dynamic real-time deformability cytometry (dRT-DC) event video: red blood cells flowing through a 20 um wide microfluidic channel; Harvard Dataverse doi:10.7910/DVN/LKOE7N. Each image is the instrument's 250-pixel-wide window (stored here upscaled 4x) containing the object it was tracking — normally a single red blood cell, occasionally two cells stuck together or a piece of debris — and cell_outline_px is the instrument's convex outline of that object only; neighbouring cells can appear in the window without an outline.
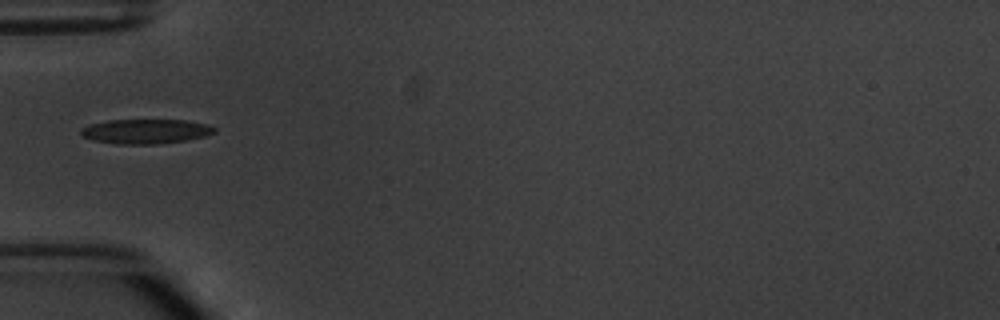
{"species": "common noctule bat (a hibernating species)", "species_latin": "Nyctalus noctula", "temperature_condition": "warm", "stored_images_in_passage": 1, "camera_frame_rate_fps": 3000, "um_per_image_px": 0.085, "animal": {"sex": "male", "body_mass_g": 20.1, "forearm_length_mm": 53.5}, "frame": {"image": 1, "passage_image": 1, "time_ms": 0.0, "image_size_px": [1000, 320], "cell_outline_px": [[216, 132], [204, 136], [188, 140], [156, 144], [116, 144], [92, 140], [84, 136], [80, 132], [80, 128], [92, 124], [108, 120], [184, 120], [208, 124], [216, 128]], "centroid_in_image_um": [12.4, 11.17], "position_along_channel_um": 72.6, "area_um2": 19.13}}